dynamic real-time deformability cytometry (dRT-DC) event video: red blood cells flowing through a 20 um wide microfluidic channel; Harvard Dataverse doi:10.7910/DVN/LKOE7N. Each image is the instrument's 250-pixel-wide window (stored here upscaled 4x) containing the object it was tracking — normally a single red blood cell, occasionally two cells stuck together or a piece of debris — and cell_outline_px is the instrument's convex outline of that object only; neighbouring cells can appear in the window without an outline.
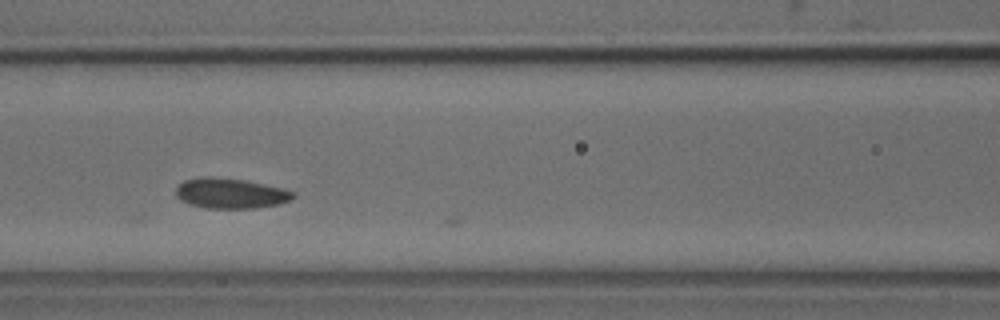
{"species": "common noctule bat (a hibernating species)", "species_latin": "Nyctalus noctula", "temperature_condition": "cold", "stored_images_in_passage": 9, "camera_frame_rate_fps": 3000, "um_per_image_px": 0.085, "animal": {"sex": "male", "body_mass_g": 18.8}, "frame": {"image": 1, "passage_image": 8, "time_ms": 2.333, "image_size_px": [1000, 320], "cell_outline_px": [[296, 196], [292, 200], [280, 204], [256, 208], [204, 208], [188, 204], [180, 200], [176, 196], [176, 188], [184, 180], [200, 176], [212, 176], [244, 180], [284, 188], [292, 192]], "centroid_in_image_um": [19.58, 16.43], "position_along_channel_um": 147.0, "area_um2": 20.92}}